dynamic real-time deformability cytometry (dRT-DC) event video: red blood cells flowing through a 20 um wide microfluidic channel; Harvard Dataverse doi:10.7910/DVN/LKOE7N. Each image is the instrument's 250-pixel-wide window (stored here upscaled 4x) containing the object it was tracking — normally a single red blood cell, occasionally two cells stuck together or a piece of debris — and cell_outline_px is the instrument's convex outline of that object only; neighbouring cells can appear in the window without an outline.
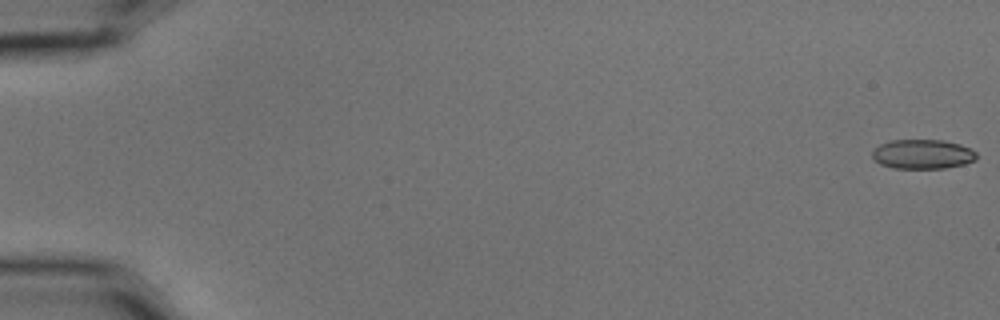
{"species": "common noctule bat (a hibernating species)", "species_latin": "Nyctalus noctula", "temperature_condition": "cold", "stored_images_in_passage": 57, "camera_frame_rate_fps": 3000, "um_per_image_px": 0.085, "animal": {"sex": "male", "body_mass_g": 15.6}, "frame": {"image": 1, "passage_image": 1, "time_ms": 0.0, "image_size_px": [1000, 320], "cell_outline_px": [[976, 160], [964, 164], [944, 168], [892, 168], [880, 164], [872, 156], [872, 152], [880, 144], [892, 140], [944, 140], [960, 144], [976, 152]], "centroid_in_image_um": [78.43, 13.1], "position_along_channel_um": 6.6, "area_um2": 17.8}}
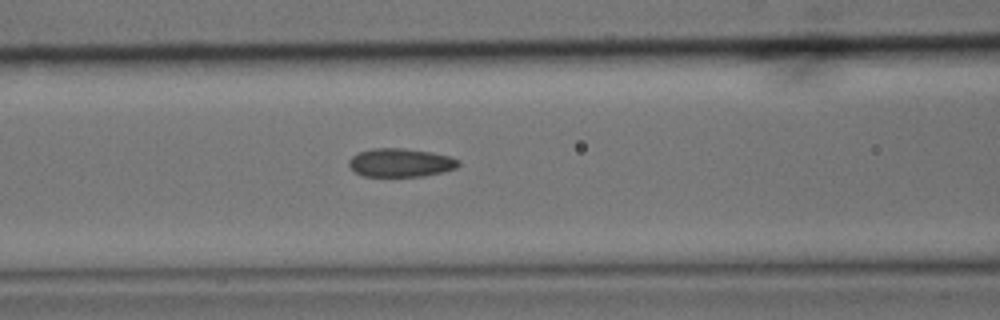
{"frame": {"image": 2, "passage_image": 25, "time_ms": 8.0, "image_size_px": [1000, 320], "cell_outline_px": [[460, 164], [456, 168], [424, 176], [364, 176], [356, 172], [348, 164], [348, 160], [356, 152], [372, 148], [404, 148], [432, 152], [448, 156], [460, 160]], "centroid_in_image_um": [34.03, 13.81], "position_along_channel_um": 132.6, "area_um2": 18.21}}
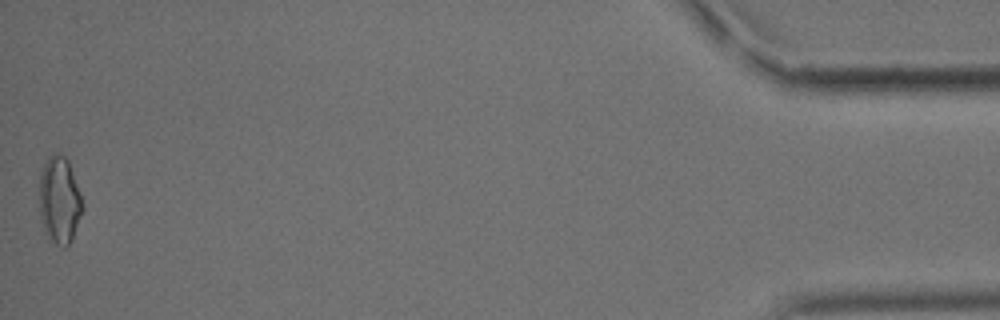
{"frame": {"image": 3, "passage_image": 57, "time_ms": 18.667, "image_size_px": [1000, 320], "cell_outline_px": [[84, 208], [72, 240], [64, 248], [56, 244], [44, 232], [40, 220], [40, 176], [44, 164], [48, 156], [52, 152], [60, 152], [68, 160], [80, 192], [84, 204]], "centroid_in_image_um": [5.07, 17.0], "position_along_channel_um": 430.1, "area_um2": 22.14}, "authors_computed_cell_mechanics": {"area_um2": 18.3804, "velocity_mm_per_s": 3.5957, "shape_relaxation_time_tau1_ms": null, "shape_relaxation_time_tau2_ms": 3.4587, "deformation_change_tau1": null, "deformation_change_tau2": 0.0879}}